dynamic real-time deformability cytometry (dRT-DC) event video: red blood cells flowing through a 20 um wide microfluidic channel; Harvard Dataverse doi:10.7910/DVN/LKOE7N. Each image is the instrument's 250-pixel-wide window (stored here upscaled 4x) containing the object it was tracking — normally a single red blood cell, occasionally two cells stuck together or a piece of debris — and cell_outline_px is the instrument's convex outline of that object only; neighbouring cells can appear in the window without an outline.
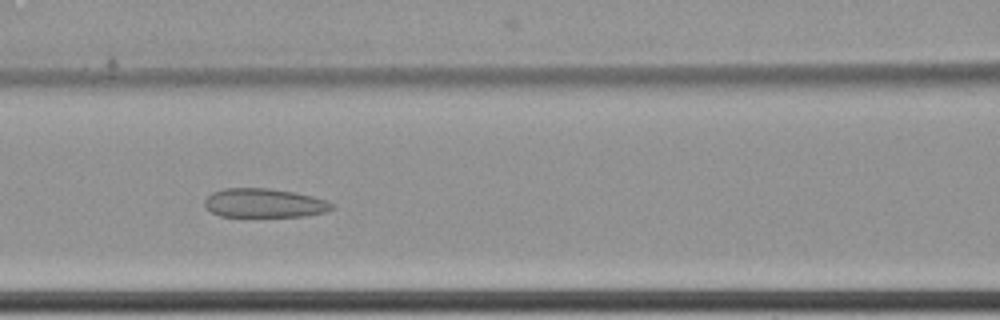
{"species": "common noctule bat (a hibernating species)", "species_latin": "Nyctalus noctula", "temperature_condition": "cold", "stored_images_in_passage": 7, "camera_frame_rate_fps": 3000, "um_per_image_px": 0.085, "animal": {"sex": "female", "body_mass_g": 22.7, "forearm_length_mm": 54.2}, "frame": {"image": 1, "passage_image": 6, "time_ms": 1.667, "image_size_px": [1000, 320], "cell_outline_px": [[336, 208], [328, 212], [304, 216], [220, 216], [212, 212], [204, 204], [204, 200], [212, 192], [224, 188], [268, 188], [296, 192], [328, 200], [336, 204]], "centroid_in_image_um": [22.54, 17.25], "position_along_channel_um": 144.1, "area_um2": 21.73}}
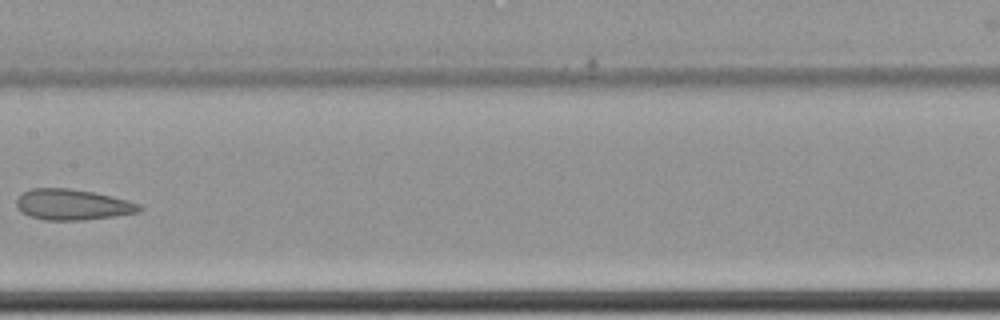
{"frame": {"image": 2, "passage_image": 7, "time_ms": 2.0, "image_size_px": [1000, 320], "cell_outline_px": [[144, 208], [140, 212], [116, 216], [84, 220], [44, 220], [32, 216], [24, 212], [16, 204], [16, 200], [24, 192], [32, 188], [72, 188], [92, 192], [140, 204]], "centroid_in_image_um": [6.2, 17.39], "position_along_channel_um": 201.2, "area_um2": 21.73}}